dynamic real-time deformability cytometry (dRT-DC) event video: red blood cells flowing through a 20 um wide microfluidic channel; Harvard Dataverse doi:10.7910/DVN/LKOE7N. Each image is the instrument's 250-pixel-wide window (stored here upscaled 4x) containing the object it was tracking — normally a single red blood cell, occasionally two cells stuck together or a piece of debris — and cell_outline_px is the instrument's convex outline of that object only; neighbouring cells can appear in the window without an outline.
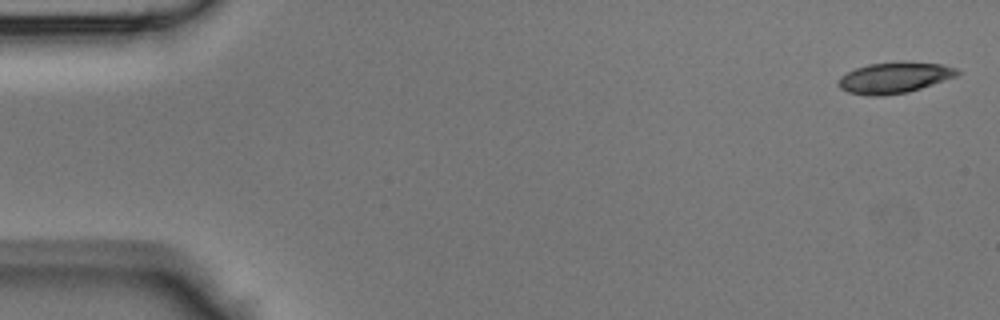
{"species": "Egyptian fruit bat (a non-hibernating species)", "species_latin": "Rousettus aegyptiacus", "temperature_condition": "room temperature", "stored_images_in_passage": 7, "camera_frame_rate_fps": 3000, "um_per_image_px": 0.085, "animal": {"sex": "male"}, "frame": {"image": 1, "passage_image": 1, "time_ms": 0.0, "image_size_px": [1000, 320], "cell_outline_px": [[960, 72], [956, 76], [908, 92], [880, 96], [868, 96], [848, 92], [840, 88], [836, 84], [840, 76], [856, 68], [868, 64], [904, 60], [940, 64], [956, 68]], "centroid_in_image_um": [75.98, 6.59], "position_along_channel_um": 9.0, "area_um2": 21.62}}